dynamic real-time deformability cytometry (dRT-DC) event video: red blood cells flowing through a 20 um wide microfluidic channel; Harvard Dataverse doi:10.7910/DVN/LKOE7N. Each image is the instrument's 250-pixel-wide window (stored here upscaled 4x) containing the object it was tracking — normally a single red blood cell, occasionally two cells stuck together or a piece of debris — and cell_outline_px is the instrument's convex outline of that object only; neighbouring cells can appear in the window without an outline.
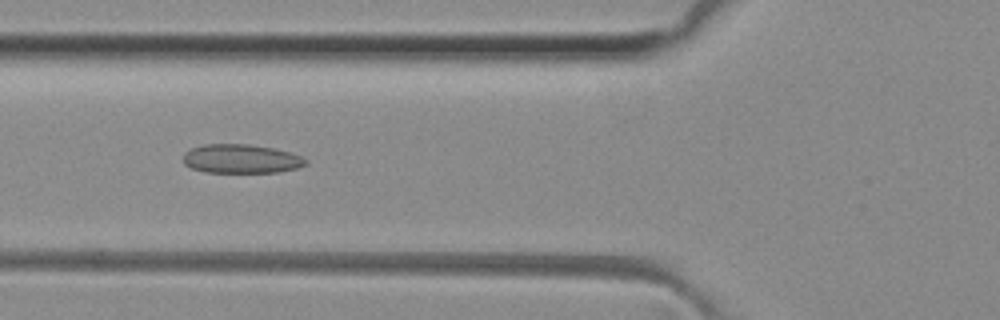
{"species": "common noctule bat (a hibernating species)", "species_latin": "Nyctalus noctula", "temperature_condition": "room temperature", "stored_images_in_passage": 15, "camera_frame_rate_fps": 3000, "um_per_image_px": 0.085, "animal": {"sex": "female", "body_mass_g": 29.2, "forearm_length_mm": 56.3}, "frame": {"image": 1, "passage_image": 7, "time_ms": 2.0, "image_size_px": [1000, 320], "cell_outline_px": [[308, 164], [296, 168], [276, 172], [204, 172], [192, 168], [184, 164], [184, 152], [192, 148], [204, 144], [248, 144], [272, 148], [288, 152], [300, 156], [308, 160]], "centroid_in_image_um": [20.48, 13.5], "position_along_channel_um": 105.3, "area_um2": 20.52}}
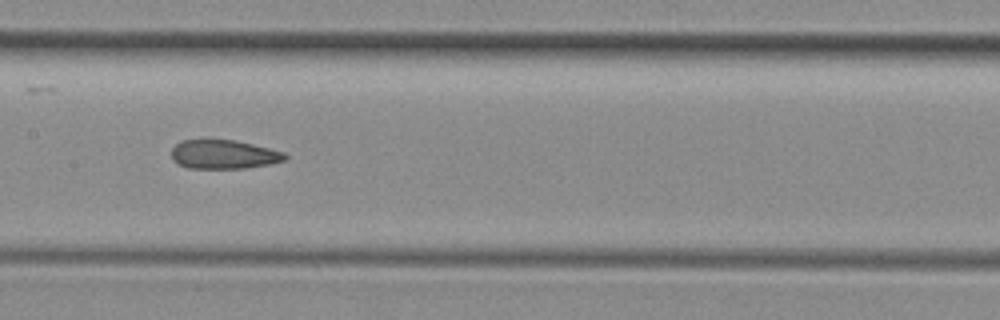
{"frame": {"image": 2, "passage_image": 13, "time_ms": 4.0, "image_size_px": [1000, 320], "cell_outline_px": [[288, 156], [284, 160], [268, 164], [244, 168], [188, 168], [176, 164], [172, 160], [172, 148], [180, 140], [236, 140], [284, 152]], "centroid_in_image_um": [18.97, 13.12], "position_along_channel_um": 188.4, "area_um2": 19.07}}